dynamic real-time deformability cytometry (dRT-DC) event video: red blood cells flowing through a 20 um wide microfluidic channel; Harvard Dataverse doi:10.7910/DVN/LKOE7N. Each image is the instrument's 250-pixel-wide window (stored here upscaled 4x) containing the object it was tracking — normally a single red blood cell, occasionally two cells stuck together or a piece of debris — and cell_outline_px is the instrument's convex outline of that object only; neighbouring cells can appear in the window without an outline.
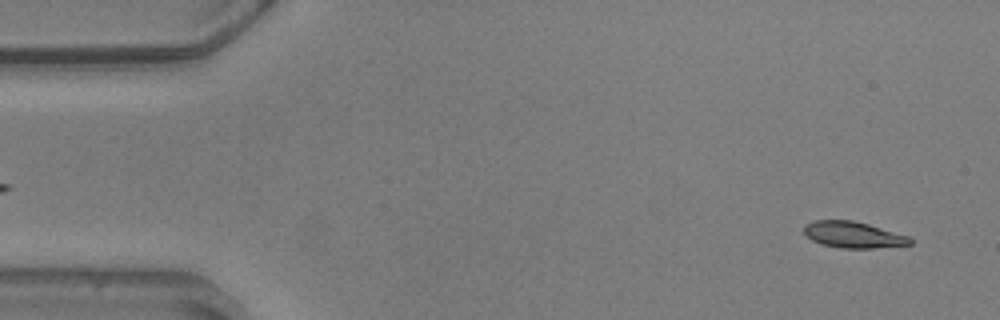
{"species": "common noctule bat (a hibernating species)", "species_latin": "Nyctalus noctula", "temperature_condition": "warm", "stored_images_in_passage": 56, "camera_frame_rate_fps": 3000, "um_per_image_px": 0.085, "animal": {"sex": "male", "body_mass_g": 20.5, "forearm_length_mm": 52.5}, "frame": {"image": 1, "passage_image": 3, "time_ms": 0.667, "image_size_px": [1000, 320], "cell_outline_px": [[912, 244], [876, 248], [840, 248], [820, 244], [812, 240], [804, 232], [804, 224], [816, 220], [852, 220], [868, 224], [908, 236], [912, 240]], "centroid_in_image_um": [72.51, 19.96], "position_along_channel_um": 12.5, "area_um2": 16.18}}
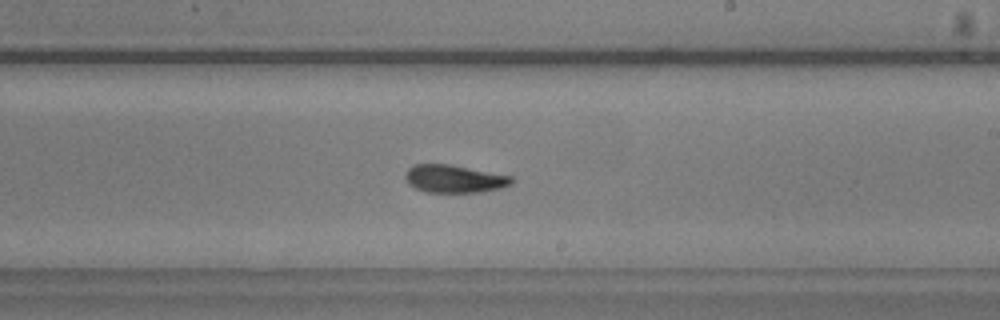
{"frame": {"image": 2, "passage_image": 32, "time_ms": 10.333, "image_size_px": [1000, 320], "cell_outline_px": [[512, 184], [496, 188], [476, 192], [428, 192], [416, 188], [408, 184], [404, 176], [408, 168], [412, 164], [452, 164], [512, 176]], "centroid_in_image_um": [38.56, 15.18], "position_along_channel_um": 250.4, "area_um2": 17.11}}
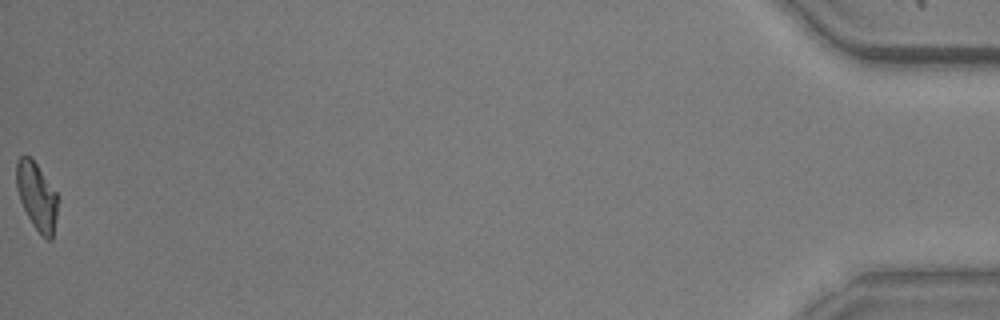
{"frame": {"image": 3, "passage_image": 56, "time_ms": 18.333, "image_size_px": [1000, 320], "cell_outline_px": [[60, 196], [52, 240], [48, 240], [32, 224], [20, 200], [16, 188], [16, 160], [20, 156], [28, 156], [36, 164]], "centroid_in_image_um": [3.14, 16.67], "position_along_channel_um": 432.1, "area_um2": 16.3}, "authors_computed_cell_mechanics": {"area_um2": 17.1088, "velocity_mm_per_s": 3.5927, "shape_relaxation_time_tau1_ms": 3.6867, "shape_relaxation_time_tau2_ms": 2.8194, "deformation_change_tau1": 0.1404, "deformation_change_tau2": 0.0963}}